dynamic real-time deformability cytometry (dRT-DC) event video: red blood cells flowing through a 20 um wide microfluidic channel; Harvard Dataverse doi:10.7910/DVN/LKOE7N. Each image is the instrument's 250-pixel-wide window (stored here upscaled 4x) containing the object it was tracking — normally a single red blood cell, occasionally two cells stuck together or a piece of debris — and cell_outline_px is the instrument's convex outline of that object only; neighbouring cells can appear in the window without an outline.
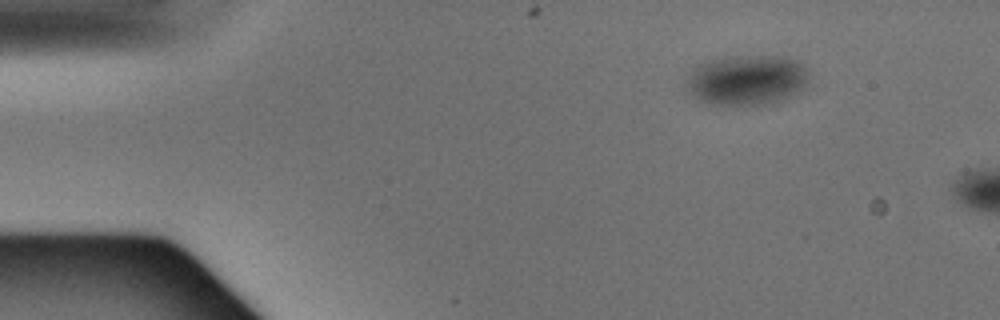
{"species": "Egyptian fruit bat (a non-hibernating species)", "species_latin": "Rousettus aegyptiacus", "temperature_condition": "warm", "stored_images_in_passage": 2, "camera_frame_rate_fps": 3000, "um_per_image_px": 0.085, "animal": {"sex": "male"}, "frame": {"image": 1, "passage_image": 1, "time_ms": 0.0, "image_size_px": [1000, 320], "cell_outline_px": [[808, 76], [804, 88], [772, 104], [712, 104], [696, 100], [684, 88], [684, 80], [700, 64], [712, 60], [740, 56], [780, 56], [796, 60], [808, 68]], "centroid_in_image_um": [63.45, 6.81], "position_along_channel_um": 21.5, "area_um2": 35.72}}